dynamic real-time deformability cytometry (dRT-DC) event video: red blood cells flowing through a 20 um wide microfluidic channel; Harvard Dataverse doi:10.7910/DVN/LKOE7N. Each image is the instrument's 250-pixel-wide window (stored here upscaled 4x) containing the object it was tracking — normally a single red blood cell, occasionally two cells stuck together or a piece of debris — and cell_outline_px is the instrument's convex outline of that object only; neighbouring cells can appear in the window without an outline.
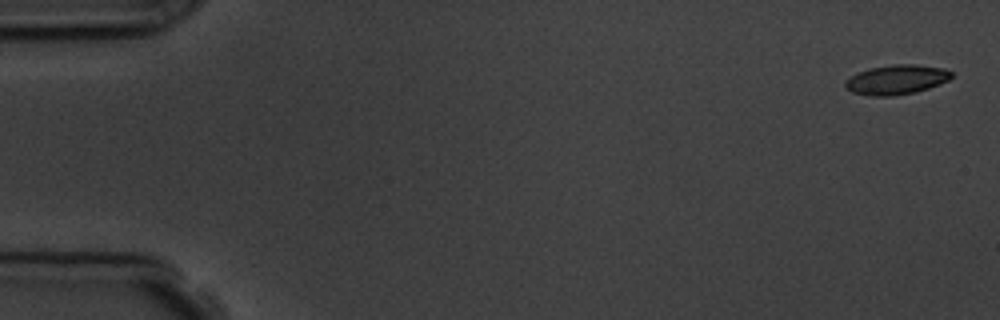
{"species": "common noctule bat (a hibernating species)", "species_latin": "Nyctalus noctula", "temperature_condition": "room temperature", "stored_images_in_passage": 10, "camera_frame_rate_fps": 3000, "um_per_image_px": 0.085, "animal": {"sex": "male", "body_mass_g": 19.5, "forearm_length_mm": 54.6}, "frame": {"image": 1, "passage_image": 1, "time_ms": 0.0, "image_size_px": [1000, 320], "cell_outline_px": [[952, 76], [948, 80], [940, 84], [916, 92], [892, 96], [872, 96], [852, 92], [844, 88], [844, 80], [868, 68], [896, 64], [916, 64], [944, 68], [952, 72]], "centroid_in_image_um": [76.19, 6.77], "position_along_channel_um": 8.8, "area_um2": 18.38}}
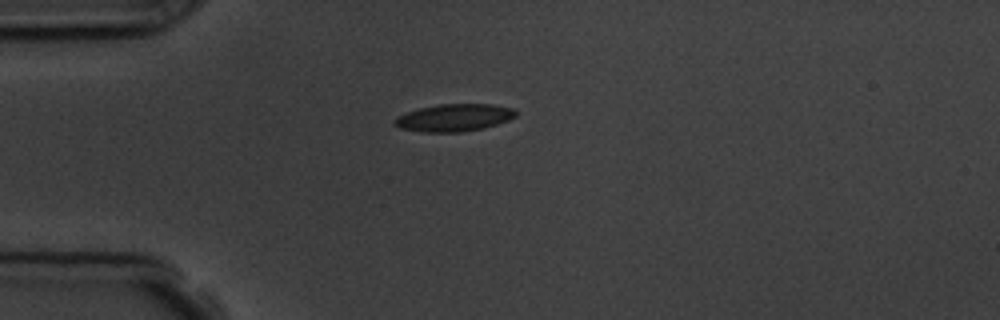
{"frame": {"image": 2, "passage_image": 4, "time_ms": 4.333, "image_size_px": [1000, 320], "cell_outline_px": [[516, 116], [508, 120], [484, 128], [460, 132], [424, 132], [400, 128], [392, 124], [392, 120], [408, 112], [420, 108], [440, 104], [492, 104], [512, 108], [516, 112]], "centroid_in_image_um": [38.59, 10.0], "position_along_channel_um": 46.4, "area_um2": 19.19}}
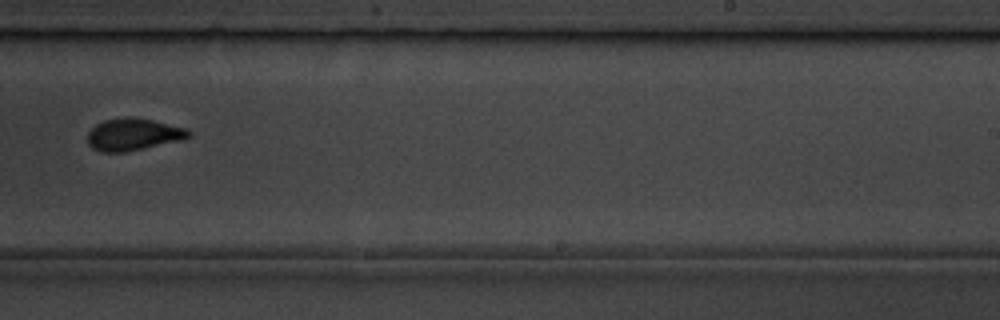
{"frame": {"image": 3, "passage_image": 10, "time_ms": 11.0, "image_size_px": [1000, 320], "cell_outline_px": [[192, 136], [184, 140], [124, 152], [100, 152], [92, 148], [88, 144], [88, 132], [96, 124], [104, 120], [128, 116], [136, 116], [188, 128], [192, 132]], "centroid_in_image_um": [11.37, 11.41], "position_along_channel_um": 277.6, "area_um2": 19.31}}